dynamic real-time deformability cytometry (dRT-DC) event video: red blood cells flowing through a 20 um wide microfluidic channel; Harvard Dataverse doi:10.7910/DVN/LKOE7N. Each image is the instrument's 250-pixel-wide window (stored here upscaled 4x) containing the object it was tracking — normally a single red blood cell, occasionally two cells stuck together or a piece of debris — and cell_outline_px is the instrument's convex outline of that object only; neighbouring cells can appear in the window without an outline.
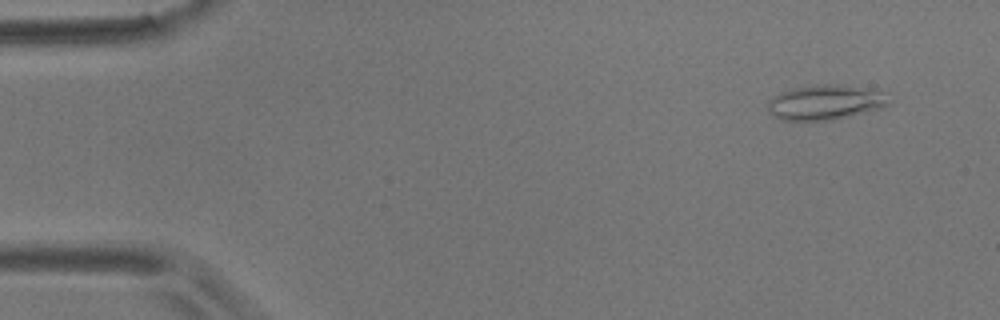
{"species": "common noctule bat (a hibernating species)", "species_latin": "Nyctalus noctula", "temperature_condition": "room temperature", "stored_images_in_passage": 54, "camera_frame_rate_fps": 3000, "um_per_image_px": 0.085, "animal": {"sex": "male", "body_mass_g": 17.9}, "frame": {"image": 1, "passage_image": 4, "time_ms": 1.0, "image_size_px": [1000, 320], "cell_outline_px": [[888, 104], [884, 108], [832, 120], [780, 120], [768, 112], [768, 100], [772, 96], [780, 92], [792, 88], [816, 84], [840, 84], [888, 92]], "centroid_in_image_um": [70.15, 8.69], "position_along_channel_um": 14.8, "area_um2": 24.97}}
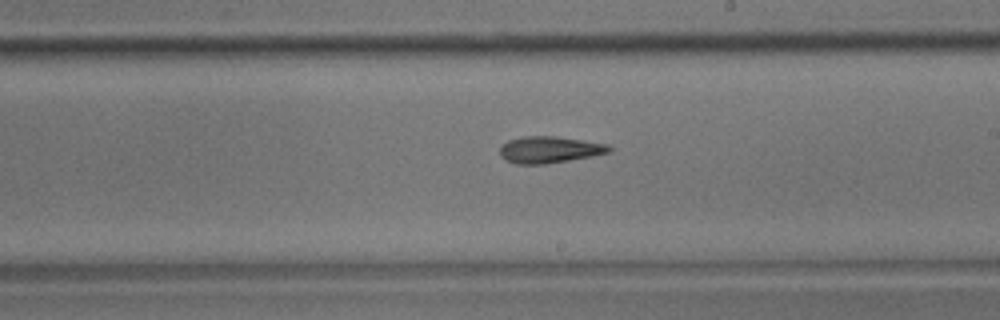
{"frame": {"image": 2, "passage_image": 31, "time_ms": 10.0, "image_size_px": [1000, 320], "cell_outline_px": [[612, 148], [608, 152], [592, 156], [544, 164], [516, 164], [504, 160], [500, 156], [500, 148], [508, 140], [524, 136], [556, 136], [608, 144]], "centroid_in_image_um": [46.67, 12.72], "position_along_channel_um": 242.3, "area_um2": 16.88}}
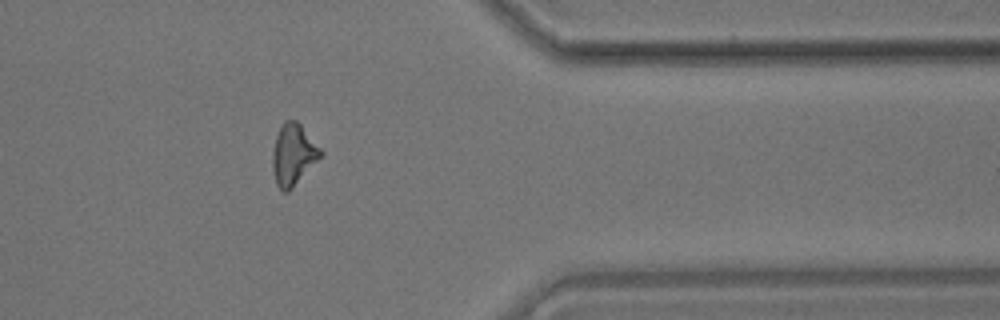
{"frame": {"image": 3, "passage_image": 44, "time_ms": 14.333, "image_size_px": [1000, 320], "cell_outline_px": [[324, 156], [288, 192], [284, 192], [276, 184], [272, 168], [272, 152], [276, 136], [284, 120], [296, 120], [300, 124], [324, 152]], "centroid_in_image_um": [24.95, 13.15], "position_along_channel_um": 386.5, "area_um2": 17.34}}